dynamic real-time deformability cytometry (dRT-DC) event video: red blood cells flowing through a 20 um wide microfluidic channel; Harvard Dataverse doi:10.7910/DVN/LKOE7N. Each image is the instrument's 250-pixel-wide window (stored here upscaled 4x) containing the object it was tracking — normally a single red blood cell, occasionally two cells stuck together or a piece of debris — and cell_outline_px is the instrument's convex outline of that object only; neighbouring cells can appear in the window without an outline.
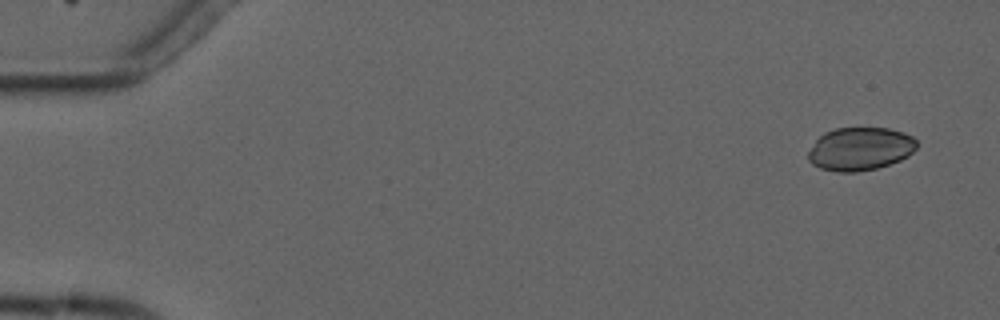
{"species": "common noctule bat (a hibernating species)", "species_latin": "Nyctalus noctula", "temperature_condition": "cold", "stored_images_in_passage": 5, "camera_frame_rate_fps": 3000, "um_per_image_px": 0.085, "animal": {"sex": "male", "forearm_length_mm": 52.5}, "frame": {"image": 1, "passage_image": 1, "time_ms": 0.0, "image_size_px": [1000, 320], "cell_outline_px": [[916, 148], [908, 156], [900, 160], [876, 168], [856, 172], [836, 172], [820, 168], [812, 164], [808, 160], [808, 152], [816, 140], [824, 132], [836, 128], [888, 128], [904, 132], [912, 136], [916, 140]], "centroid_in_image_um": [73.1, 12.65], "position_along_channel_um": 11.9, "area_um2": 27.28}}
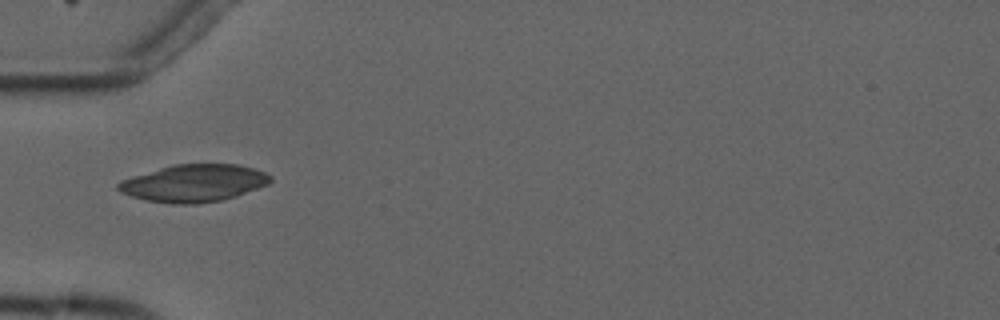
{"frame": {"image": 2, "passage_image": 5, "time_ms": 5.0, "image_size_px": [1000, 320], "cell_outline_px": [[272, 180], [268, 184], [236, 196], [220, 200], [196, 204], [172, 204], [144, 200], [120, 192], [116, 188], [116, 184], [120, 180], [132, 176], [172, 164], [236, 164], [252, 168], [264, 172], [272, 176]], "centroid_in_image_um": [16.44, 15.57], "position_along_channel_um": 68.6, "area_um2": 33.18}}